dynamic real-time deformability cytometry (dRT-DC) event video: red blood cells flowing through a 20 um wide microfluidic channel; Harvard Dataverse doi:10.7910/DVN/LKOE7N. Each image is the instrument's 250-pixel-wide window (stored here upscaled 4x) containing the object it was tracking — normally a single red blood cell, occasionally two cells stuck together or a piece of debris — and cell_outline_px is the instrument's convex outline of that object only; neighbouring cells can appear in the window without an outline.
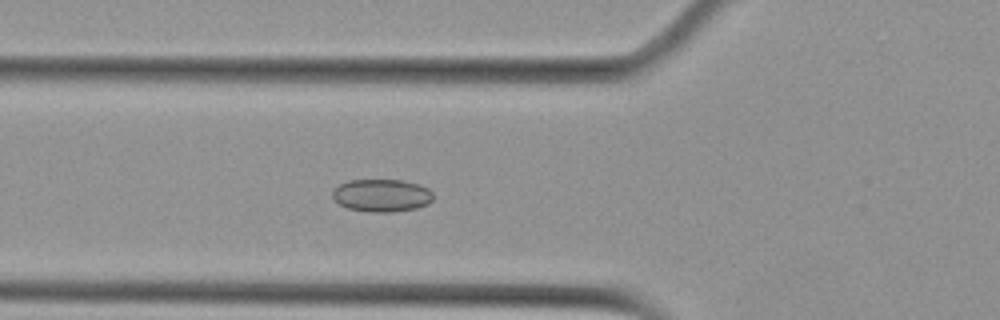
{"species": "Egyptian fruit bat (a non-hibernating species)", "species_latin": "Rousettus aegyptiacus", "temperature_condition": "cold", "stored_images_in_passage": 6, "camera_frame_rate_fps": 3000, "um_per_image_px": 0.085, "animal": {"sex": "female"}, "frame": {"image": 1, "passage_image": 6, "time_ms": 6.667, "image_size_px": [1000, 320], "cell_outline_px": [[432, 200], [428, 204], [416, 208], [392, 212], [372, 212], [348, 208], [340, 204], [332, 196], [332, 192], [340, 184], [348, 180], [400, 180], [420, 184], [428, 188], [432, 192]], "centroid_in_image_um": [32.47, 16.61], "position_along_channel_um": 93.3, "area_um2": 19.07}}